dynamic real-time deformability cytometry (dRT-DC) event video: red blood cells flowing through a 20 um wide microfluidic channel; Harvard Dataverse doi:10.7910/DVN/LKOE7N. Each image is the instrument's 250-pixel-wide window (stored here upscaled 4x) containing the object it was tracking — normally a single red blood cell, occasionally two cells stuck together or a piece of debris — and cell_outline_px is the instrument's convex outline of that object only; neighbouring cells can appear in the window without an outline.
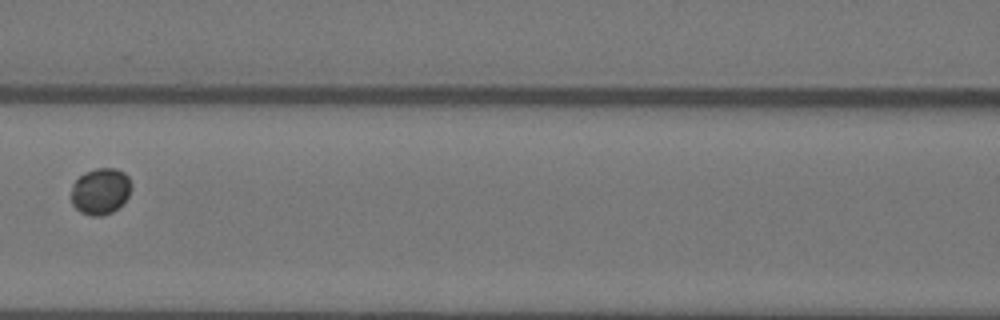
{"species": "Egyptian fruit bat (a non-hibernating species)", "species_latin": "Rousettus aegyptiacus", "temperature_condition": "warm", "stored_images_in_passage": 3, "camera_frame_rate_fps": 3000, "um_per_image_px": 0.085, "animal": {"sex": "female"}, "frame": {"image": 1, "passage_image": 3, "time_ms": 0.667, "image_size_px": [1000, 320], "cell_outline_px": [[132, 188], [124, 204], [112, 212], [104, 216], [92, 216], [80, 212], [72, 204], [72, 184], [84, 172], [96, 168], [116, 168], [124, 172], [128, 176], [132, 184]], "centroid_in_image_um": [8.57, 16.26], "position_along_channel_um": 158.0, "area_um2": 16.53}}